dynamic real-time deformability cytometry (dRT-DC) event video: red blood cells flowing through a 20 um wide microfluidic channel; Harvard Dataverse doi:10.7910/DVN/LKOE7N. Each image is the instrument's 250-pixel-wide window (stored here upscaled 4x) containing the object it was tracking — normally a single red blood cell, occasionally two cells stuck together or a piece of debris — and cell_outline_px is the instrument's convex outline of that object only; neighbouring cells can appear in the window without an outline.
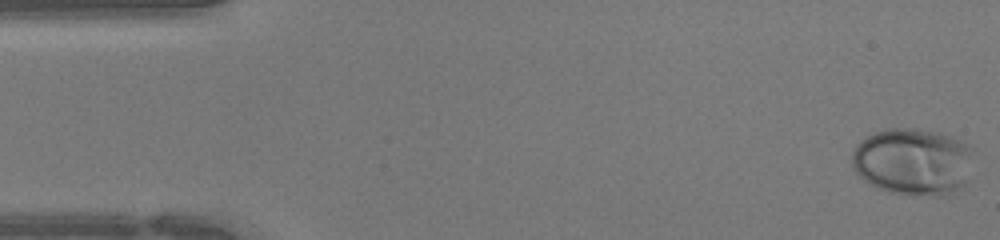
{"species": "human", "species_latin": "Homo sapiens", "temperature_condition": "warm", "stored_images_in_passage": 44, "camera_frame_rate_fps": 3000, "um_per_image_px": 0.085, "donor": {"sex": "female"}, "frame": {"image": 1, "passage_image": 1, "time_ms": 0.0, "image_size_px": [1000, 240], "cell_outline_px": [[972, 152], [968, 180], [964, 188], [956, 192], [944, 196], [936, 196], [888, 192], [864, 180], [852, 168], [852, 152], [856, 144], [860, 140], [872, 132], [884, 128], [916, 128], [940, 132], [952, 136], [972, 144]], "centroid_in_image_um": [77.63, 13.72], "position_along_channel_um": 7.4, "area_um2": 48.44}}
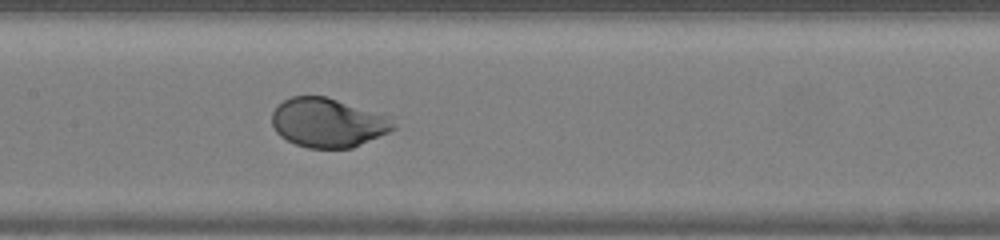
{"frame": {"image": 2, "passage_image": 21, "time_ms": 6.667, "image_size_px": [1000, 240], "cell_outline_px": [[396, 128], [388, 132], [352, 148], [308, 148], [296, 144], [280, 136], [276, 132], [272, 124], [272, 112], [284, 100], [292, 96], [324, 96], [392, 116]], "centroid_in_image_um": [27.89, 10.43], "position_along_channel_um": 179.5, "area_um2": 34.74}}
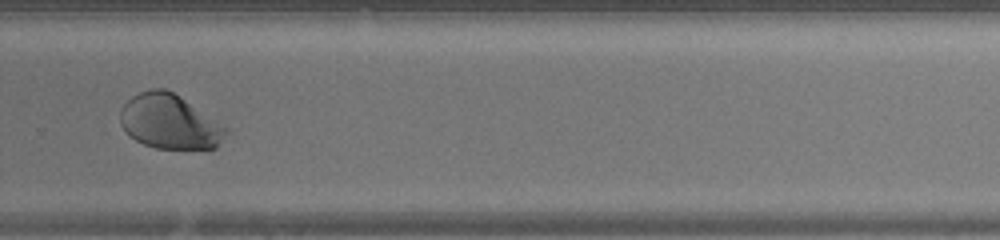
{"frame": {"image": 3, "passage_image": 30, "time_ms": 9.667, "image_size_px": [1000, 240], "cell_outline_px": [[232, 128], [216, 148], [156, 148], [144, 144], [136, 140], [124, 132], [120, 124], [120, 108], [132, 96], [140, 92], [152, 88], [164, 88], [172, 92]], "centroid_in_image_um": [14.45, 10.34], "position_along_channel_um": 315.4, "area_um2": 33.87}}